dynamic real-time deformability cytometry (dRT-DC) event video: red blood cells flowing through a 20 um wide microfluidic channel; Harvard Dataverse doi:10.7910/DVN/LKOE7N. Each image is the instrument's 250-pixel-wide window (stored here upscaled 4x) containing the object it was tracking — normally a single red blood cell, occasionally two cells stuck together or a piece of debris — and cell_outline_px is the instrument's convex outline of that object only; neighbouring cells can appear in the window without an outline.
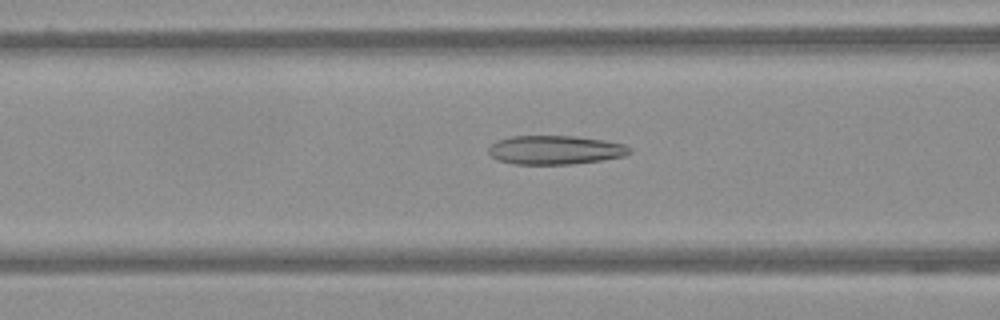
{"species": "Egyptian fruit bat (a non-hibernating species)", "species_latin": "Rousettus aegyptiacus", "temperature_condition": "warm", "stored_images_in_passage": 51, "camera_frame_rate_fps": 3000, "um_per_image_px": 0.085, "frame": {"image": 1, "passage_image": 17, "time_ms": 5.333, "image_size_px": [1000, 320], "cell_outline_px": [[632, 152], [624, 156], [600, 160], [568, 164], [516, 164], [500, 160], [492, 156], [488, 152], [488, 148], [496, 140], [512, 136], [576, 136], [604, 140], [624, 144], [632, 148]], "centroid_in_image_um": [47.21, 12.73], "position_along_channel_um": 119.4, "area_um2": 23.64}}
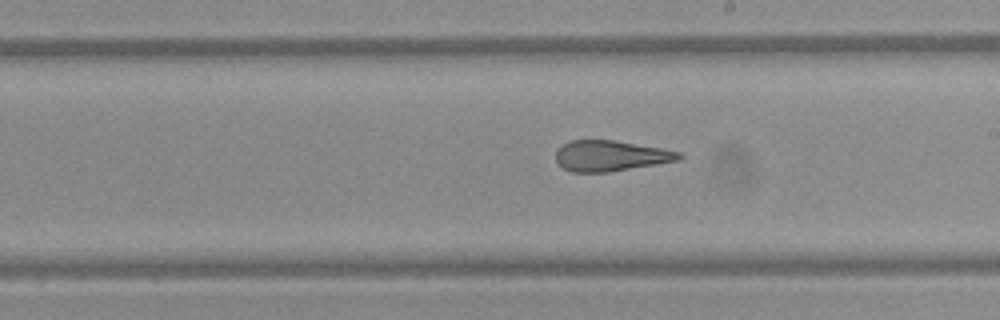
{"frame": {"image": 2, "passage_image": 27, "time_ms": 8.667, "image_size_px": [1000, 320], "cell_outline_px": [[684, 156], [680, 160], [608, 172], [572, 172], [564, 168], [556, 160], [556, 148], [572, 140], [612, 140], [660, 148], [680, 152]], "centroid_in_image_um": [51.89, 13.24], "position_along_channel_um": 237.1, "area_um2": 21.79}}
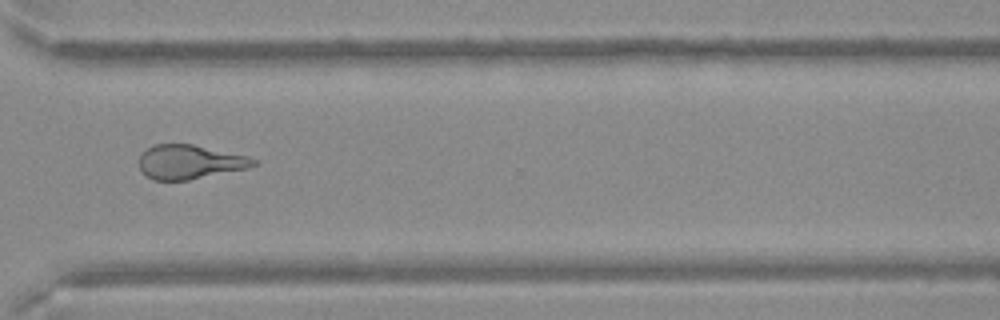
{"frame": {"image": 3, "passage_image": 37, "time_ms": 12.0, "image_size_px": [1000, 320], "cell_outline_px": [[260, 164], [248, 168], [188, 180], [152, 180], [140, 168], [140, 156], [148, 148], [156, 144], [192, 144], [248, 156], [256, 160]], "centroid_in_image_um": [16.17, 13.77], "position_along_channel_um": 354.4, "area_um2": 22.54}}